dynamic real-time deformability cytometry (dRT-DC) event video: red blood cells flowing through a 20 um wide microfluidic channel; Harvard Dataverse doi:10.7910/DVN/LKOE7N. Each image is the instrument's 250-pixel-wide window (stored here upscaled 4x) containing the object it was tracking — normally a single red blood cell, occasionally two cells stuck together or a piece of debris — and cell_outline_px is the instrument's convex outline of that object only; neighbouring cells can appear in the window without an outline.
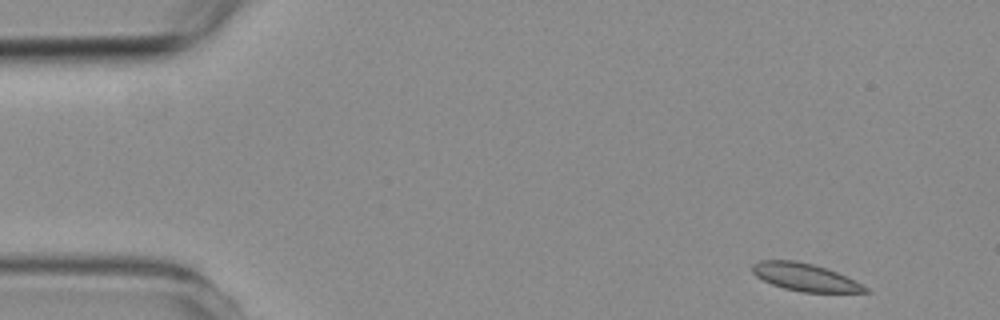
{"species": "common noctule bat (a hibernating species)", "species_latin": "Nyctalus noctula", "temperature_condition": "room temperature", "stored_images_in_passage": 4, "camera_frame_rate_fps": 3000, "um_per_image_px": 0.085, "animal": {"sex": "female", "body_mass_g": 19.3, "forearm_length_mm": 54.1}, "frame": {"image": 1, "passage_image": 1, "time_ms": 0.0, "image_size_px": [1000, 320], "cell_outline_px": [[872, 292], [804, 292], [784, 288], [772, 284], [756, 276], [752, 272], [752, 264], [760, 260], [796, 260], [812, 264], [836, 272], [868, 288]], "centroid_in_image_um": [68.38, 23.55], "position_along_channel_um": 16.6, "area_um2": 17.8}}
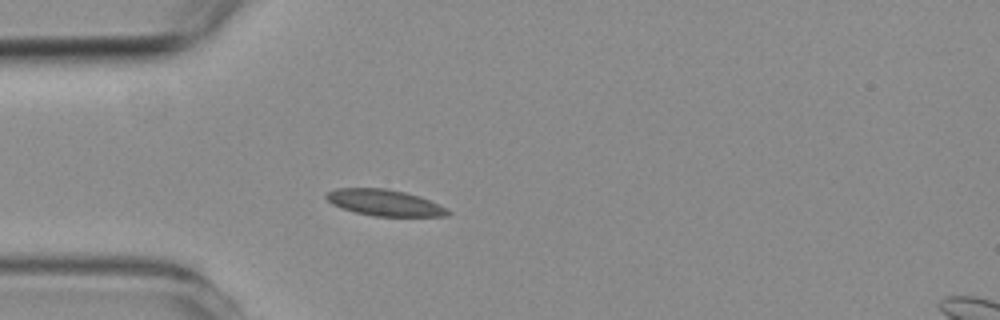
{"frame": {"image": 2, "passage_image": 4, "time_ms": 3.333, "image_size_px": [1000, 320], "cell_outline_px": [[452, 212], [448, 216], [372, 216], [356, 212], [332, 204], [324, 196], [324, 192], [336, 188], [384, 188], [404, 192], [420, 196], [448, 208]], "centroid_in_image_um": [32.69, 17.22], "position_along_channel_um": 52.3, "area_um2": 18.67}}